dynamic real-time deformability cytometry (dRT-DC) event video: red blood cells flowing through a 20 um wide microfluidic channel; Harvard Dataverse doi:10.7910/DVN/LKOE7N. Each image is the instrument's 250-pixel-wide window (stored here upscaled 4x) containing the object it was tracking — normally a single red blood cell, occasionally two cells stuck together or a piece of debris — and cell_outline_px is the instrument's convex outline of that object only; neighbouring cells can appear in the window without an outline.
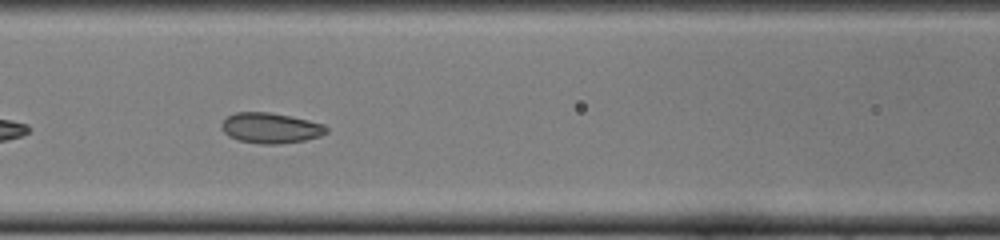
{"species": "common noctule bat (a hibernating species)", "species_latin": "Nyctalus noctula", "temperature_condition": "cold", "stored_images_in_passage": 30, "camera_frame_rate_fps": 3000, "um_per_image_px": 0.085, "animal": {"sex": "female", "body_mass_g": 22.0, "forearm_length_mm": 56.7}, "frame": {"image": 1, "passage_image": 8, "time_ms": 2.333, "image_size_px": [1000, 240], "cell_outline_px": [[328, 132], [320, 136], [304, 140], [276, 144], [260, 144], [236, 140], [228, 136], [220, 128], [220, 124], [228, 116], [236, 112], [268, 112], [292, 116], [324, 124], [328, 128]], "centroid_in_image_um": [22.98, 10.88], "position_along_channel_um": 143.6, "area_um2": 18.73}}
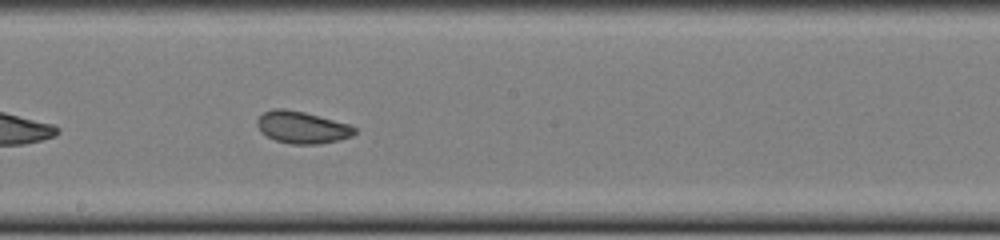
{"frame": {"image": 2, "passage_image": 14, "time_ms": 4.333, "image_size_px": [1000, 240], "cell_outline_px": [[356, 132], [352, 136], [340, 140], [320, 144], [292, 144], [276, 140], [260, 132], [256, 124], [256, 120], [264, 112], [272, 108], [284, 108], [304, 112], [348, 124], [356, 128]], "centroid_in_image_um": [25.66, 10.82], "position_along_channel_um": 222.5, "area_um2": 18.21}}
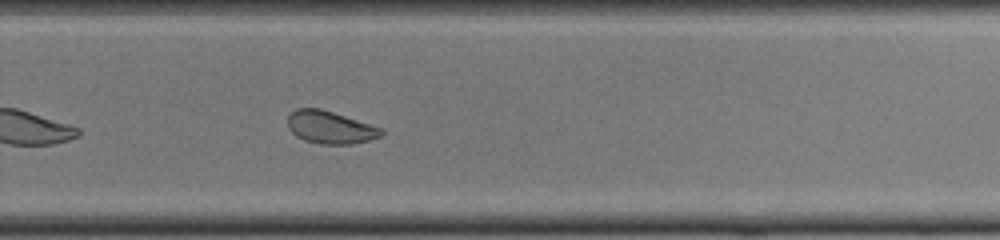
{"frame": {"image": 3, "passage_image": 20, "time_ms": 6.333, "image_size_px": [1000, 240], "cell_outline_px": [[384, 132], [380, 136], [368, 140], [352, 144], [324, 144], [304, 140], [296, 136], [288, 128], [288, 116], [296, 108], [320, 108], [384, 128]], "centroid_in_image_um": [28.07, 10.82], "position_along_channel_um": 301.7, "area_um2": 17.74}, "authors_computed_cell_mechanics": {"area_um2": 18.5538, "velocity_mm_per_s": 3.9659, "shape_relaxation_time_tau1_ms": 8.7265, "shape_relaxation_time_tau2_ms": 1.5849, "deformation_change_tau1": 0.1204, "deformation_change_tau2": 0.0625}}